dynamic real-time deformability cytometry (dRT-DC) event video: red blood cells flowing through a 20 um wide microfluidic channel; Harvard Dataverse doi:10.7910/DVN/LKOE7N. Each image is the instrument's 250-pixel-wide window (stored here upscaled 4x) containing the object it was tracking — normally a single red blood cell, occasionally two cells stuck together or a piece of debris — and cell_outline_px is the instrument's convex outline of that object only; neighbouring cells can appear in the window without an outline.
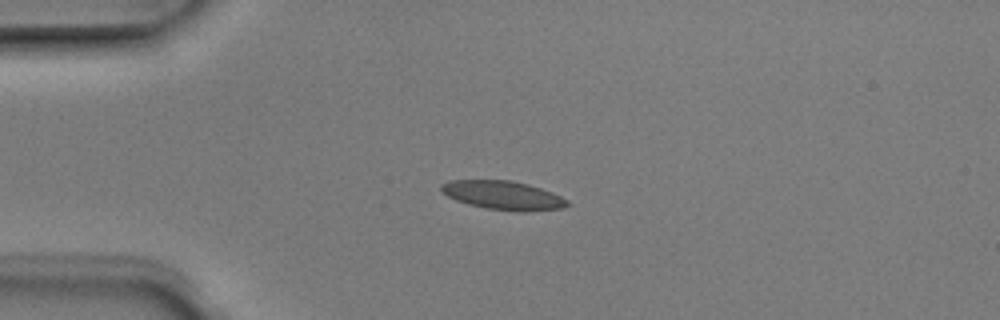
{"species": "Egyptian fruit bat (a non-hibernating species)", "species_latin": "Rousettus aegyptiacus", "temperature_condition": "room temperature", "stored_images_in_passage": 7, "camera_frame_rate_fps": 3000, "um_per_image_px": 0.085, "animal": {"sex": "male"}, "frame": {"image": 1, "passage_image": 1, "time_ms": 0.0, "image_size_px": [1000, 320], "cell_outline_px": [[572, 204], [564, 208], [524, 212], [520, 212], [484, 208], [468, 204], [456, 200], [440, 192], [440, 184], [452, 180], [512, 180], [528, 184], [552, 192], [568, 200]], "centroid_in_image_um": [42.78, 16.61], "position_along_channel_um": 42.2, "area_um2": 21.39}}
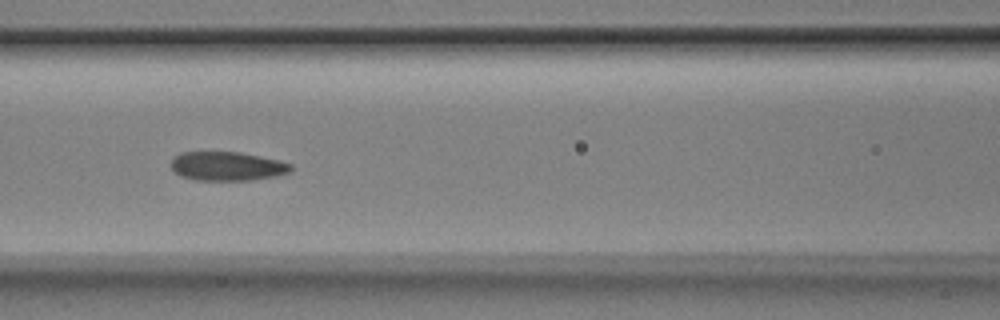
{"frame": {"image": 2, "passage_image": 4, "time_ms": 1.0, "image_size_px": [1000, 320], "cell_outline_px": [[292, 172], [276, 176], [252, 180], [196, 180], [180, 176], [172, 168], [172, 156], [180, 152], [240, 152], [280, 160], [292, 164]], "centroid_in_image_um": [19.33, 14.12], "position_along_channel_um": 147.3, "area_um2": 20.4}}
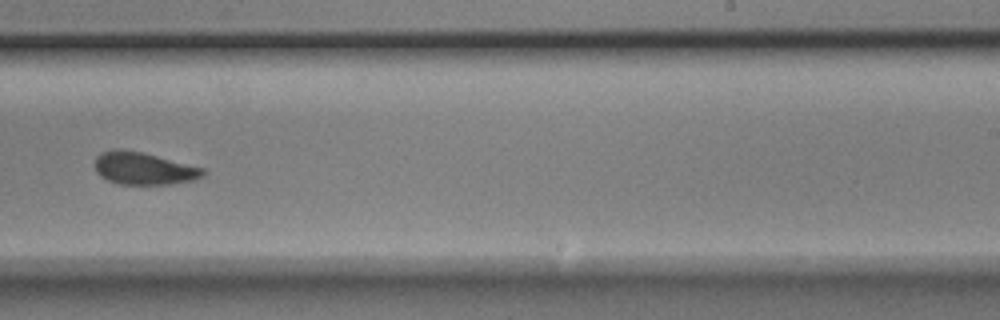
{"frame": {"image": 3, "passage_image": 7, "time_ms": 2.0, "image_size_px": [1000, 320], "cell_outline_px": [[204, 176], [196, 180], [168, 184], [120, 184], [108, 180], [100, 176], [96, 172], [96, 156], [100, 152], [116, 148], [140, 152], [204, 168]], "centroid_in_image_um": [12.2, 14.32], "position_along_channel_um": 276.8, "area_um2": 20.23}}